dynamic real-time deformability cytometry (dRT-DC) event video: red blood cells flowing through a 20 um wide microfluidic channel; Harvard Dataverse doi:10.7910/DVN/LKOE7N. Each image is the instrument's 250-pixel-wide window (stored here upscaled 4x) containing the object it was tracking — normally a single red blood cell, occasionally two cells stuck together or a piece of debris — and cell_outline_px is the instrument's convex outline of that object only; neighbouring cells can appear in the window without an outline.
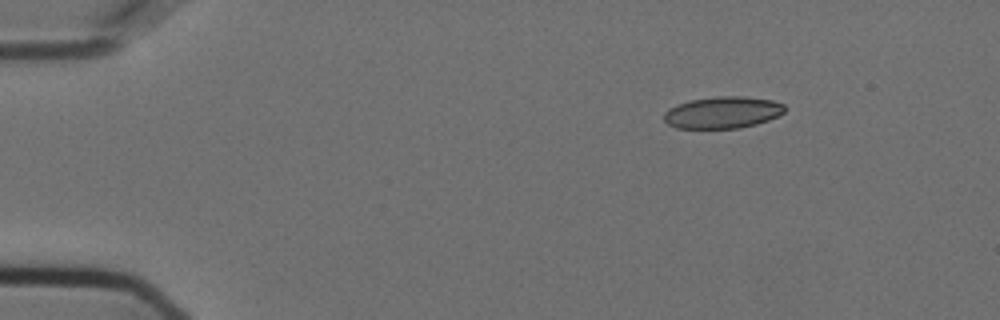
{"species": "Egyptian fruit bat (a non-hibernating species)", "species_latin": "Rousettus aegyptiacus", "temperature_condition": "cold", "stored_images_in_passage": 49, "camera_frame_rate_fps": 3000, "um_per_image_px": 0.085, "animal": {"sex": "female"}, "frame": {"image": 1, "passage_image": 1, "time_ms": 0.0, "image_size_px": [1000, 320], "cell_outline_px": [[784, 112], [768, 120], [756, 124], [740, 128], [676, 128], [668, 124], [664, 120], [664, 112], [668, 108], [676, 104], [688, 100], [716, 96], [744, 96], [772, 100], [784, 104]], "centroid_in_image_um": [61.39, 9.55], "position_along_channel_um": 23.6, "area_um2": 22.48}}
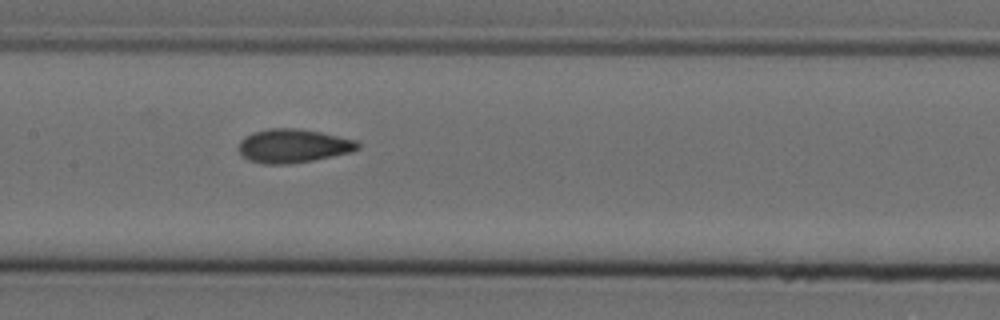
{"frame": {"image": 2, "passage_image": 21, "time_ms": 6.667, "image_size_px": [1000, 320], "cell_outline_px": [[360, 148], [352, 152], [292, 164], [264, 164], [248, 160], [240, 152], [240, 140], [244, 136], [252, 132], [268, 128], [296, 128], [320, 132], [360, 140]], "centroid_in_image_um": [24.95, 12.39], "position_along_channel_um": 182.4, "area_um2": 23.58}}
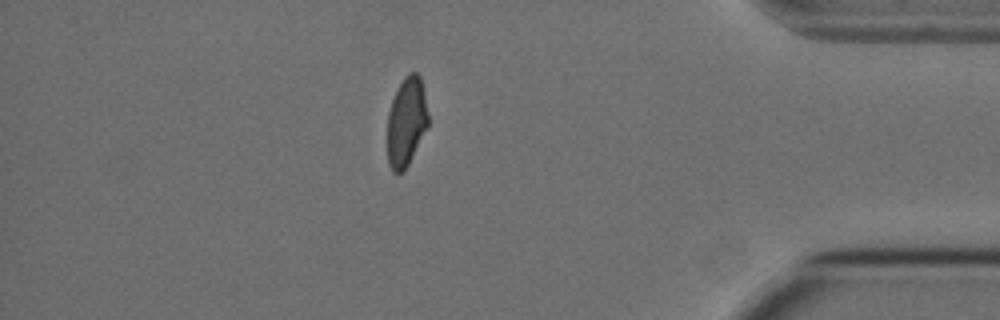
{"frame": {"image": 3, "passage_image": 42, "time_ms": 13.667, "image_size_px": [1000, 320], "cell_outline_px": [[428, 128], [404, 172], [392, 172], [388, 164], [388, 112], [392, 100], [404, 76], [408, 72], [416, 72], [420, 76], [424, 92], [428, 116]], "centroid_in_image_um": [34.55, 10.37], "position_along_channel_um": 400.6, "area_um2": 21.21}, "authors_computed_cell_mechanics": {"area_um2": 22.8888, "velocity_mm_per_s": 3.602, "shape_relaxation_time_tau1_ms": null, "shape_relaxation_time_tau2_ms": 1.742, "deformation_change_tau1": null, "deformation_change_tau2": 0.0537}}